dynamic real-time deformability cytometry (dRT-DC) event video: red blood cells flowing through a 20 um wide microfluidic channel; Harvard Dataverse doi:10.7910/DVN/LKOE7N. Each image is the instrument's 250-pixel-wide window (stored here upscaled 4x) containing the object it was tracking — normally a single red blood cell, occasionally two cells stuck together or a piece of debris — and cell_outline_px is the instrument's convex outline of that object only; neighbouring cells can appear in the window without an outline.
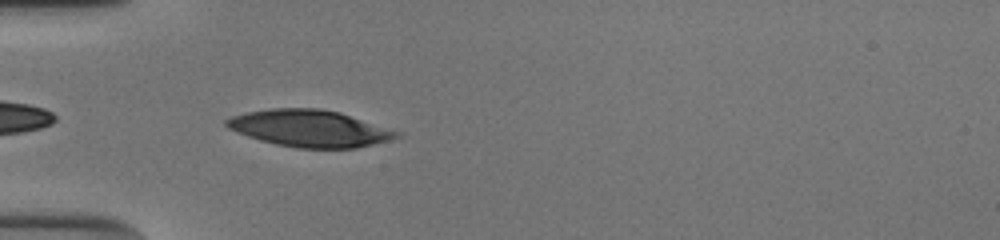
{"species": "human", "species_latin": "Homo sapiens", "temperature_condition": "cold", "stored_images_in_passage": 33, "camera_frame_rate_fps": 3000, "um_per_image_px": 0.085, "donor": {"sex": "male"}, "frame": {"image": 1, "passage_image": 2, "time_ms": 0.333, "image_size_px": [1000, 240], "cell_outline_px": [[400, 136], [388, 140], [356, 148], [296, 148], [276, 144], [260, 140], [248, 136], [228, 128], [224, 124], [224, 120], [232, 116], [248, 112], [272, 108], [320, 108], [340, 112], [400, 132]], "centroid_in_image_um": [26.29, 10.91], "position_along_channel_um": 58.7, "area_um2": 36.3}}
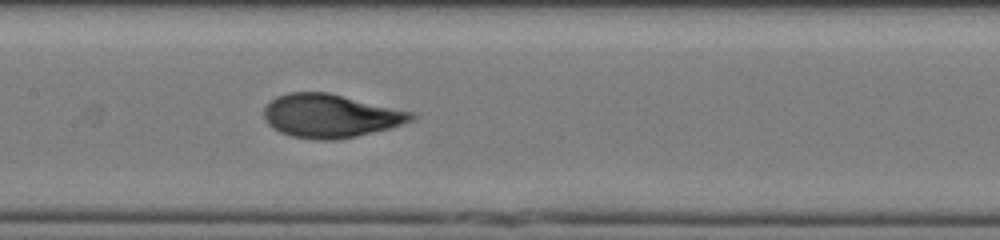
{"frame": {"image": 2, "passage_image": 12, "time_ms": 3.667, "image_size_px": [1000, 240], "cell_outline_px": [[416, 116], [412, 120], [388, 128], [356, 136], [336, 140], [316, 140], [292, 136], [280, 132], [272, 128], [268, 124], [264, 116], [264, 108], [276, 96], [288, 92], [328, 92], [412, 112]], "centroid_in_image_um": [28.04, 9.85], "position_along_channel_um": 179.4, "area_um2": 36.99}}
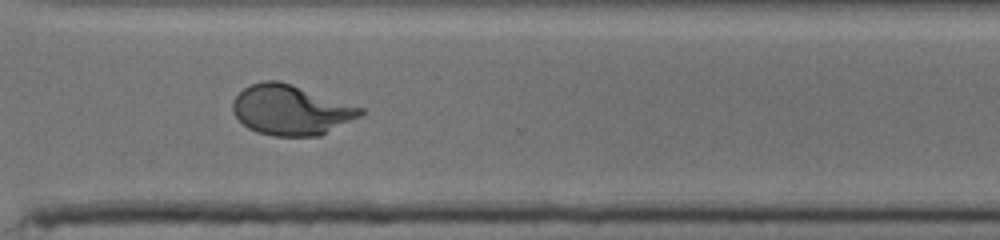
{"frame": {"image": 3, "passage_image": 25, "time_ms": 8.0, "image_size_px": [1000, 240], "cell_outline_px": [[364, 112], [360, 116], [320, 136], [272, 136], [256, 132], [248, 128], [232, 112], [232, 100], [244, 88], [252, 84], [264, 80], [280, 80], [364, 108]], "centroid_in_image_um": [24.71, 9.35], "position_along_channel_um": 345.9, "area_um2": 37.22}, "authors_computed_cell_mechanics": {"area_um2": 37.0498, "velocity_mm_per_s": 3.8411, "shape_relaxation_time_tau1_ms": 3.5965, "shape_relaxation_time_tau2_ms": 0.8356, "deformation_change_tau1": 0.1901, "deformation_change_tau2": 0.0645}}